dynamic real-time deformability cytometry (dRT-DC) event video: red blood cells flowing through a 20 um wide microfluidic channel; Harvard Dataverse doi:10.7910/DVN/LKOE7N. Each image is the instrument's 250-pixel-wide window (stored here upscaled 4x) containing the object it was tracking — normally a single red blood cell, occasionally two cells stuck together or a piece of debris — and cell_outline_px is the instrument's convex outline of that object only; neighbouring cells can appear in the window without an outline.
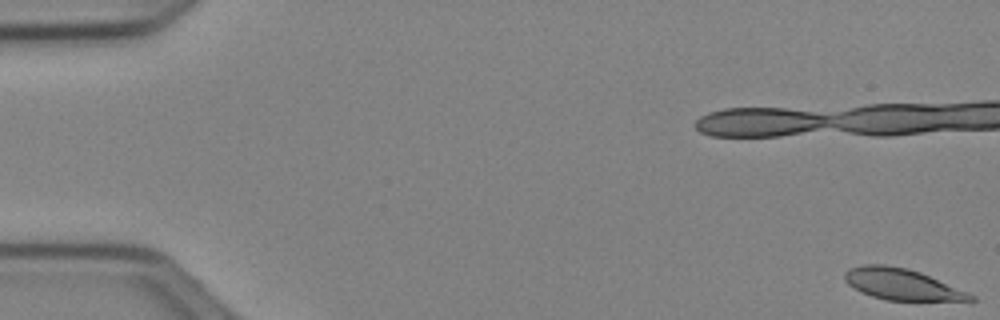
{"species": "Egyptian fruit bat (a non-hibernating species)", "species_latin": "Rousettus aegyptiacus", "temperature_condition": "cold", "stored_images_in_passage": 54, "camera_frame_rate_fps": 3000, "um_per_image_px": 0.085, "animal": {"sex": "female"}, "frame": {"image": 1, "passage_image": 1, "time_ms": 0.0, "image_size_px": [1000, 320], "cell_outline_px": [[976, 300], [972, 304], [884, 300], [872, 296], [848, 284], [844, 280], [844, 272], [848, 268], [864, 264], [884, 264], [908, 268], [920, 272], [976, 296]], "centroid_in_image_um": [76.81, 24.23], "position_along_channel_um": 8.2, "area_um2": 23.87}, "authors_computed_cell_mechanics": {"area_um2": 23.8714, "velocity_mm_per_s": 3.9187, "shape_relaxation_time_tau1_ms": 1.4168, "shape_relaxation_time_tau2_ms": 3.9356, "deformation_change_tau1": 0.1731, "deformation_change_tau2": 0.0859}}